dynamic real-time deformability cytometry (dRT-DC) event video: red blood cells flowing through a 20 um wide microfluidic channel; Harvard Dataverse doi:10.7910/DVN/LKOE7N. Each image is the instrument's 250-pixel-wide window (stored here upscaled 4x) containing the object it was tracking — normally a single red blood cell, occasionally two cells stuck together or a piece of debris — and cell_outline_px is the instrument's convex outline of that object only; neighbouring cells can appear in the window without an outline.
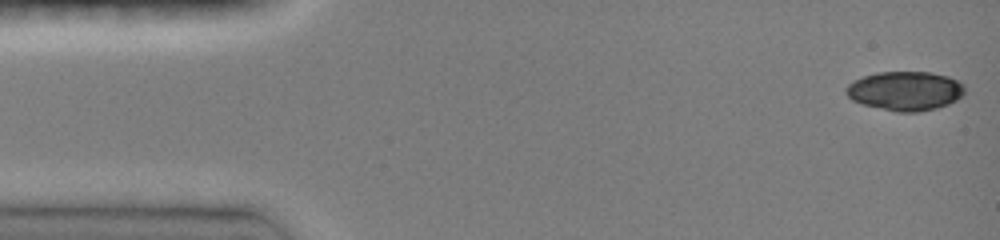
{"species": "common noctule bat (a hibernating species)", "species_latin": "Nyctalus noctula", "temperature_condition": "room temperature", "stored_images_in_passage": 46, "camera_frame_rate_fps": 3000, "um_per_image_px": 0.085, "animal": {"sex": "female", "body_mass_g": 19.0, "forearm_length_mm": 51.5}, "frame": {"image": 1, "passage_image": 1, "time_ms": 0.0, "image_size_px": [1000, 240], "cell_outline_px": [[964, 92], [956, 100], [948, 104], [936, 108], [916, 112], [896, 112], [864, 104], [852, 100], [844, 92], [844, 88], [848, 84], [864, 76], [876, 72], [928, 72], [948, 76], [964, 84]], "centroid_in_image_um": [76.93, 7.72], "position_along_channel_um": 8.1, "area_um2": 26.93}}
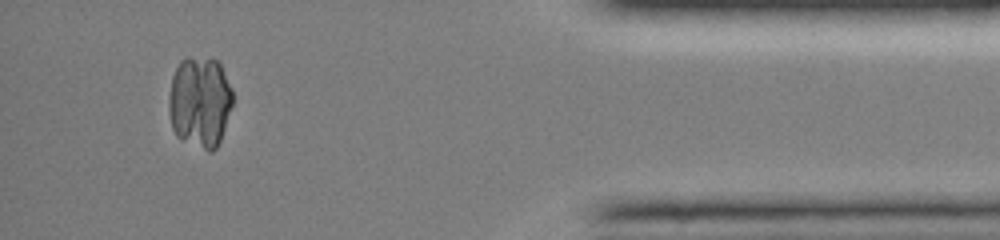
{"frame": {"image": 2, "passage_image": 42, "time_ms": 13.667, "image_size_px": [1000, 240], "cell_outline_px": [[232, 104], [220, 140], [216, 148], [212, 152], [208, 152], [176, 136], [172, 128], [168, 112], [168, 100], [172, 76], [180, 60], [184, 56], [212, 56], [220, 64], [232, 88]], "centroid_in_image_um": [16.97, 8.62], "position_along_channel_um": 418.2, "area_um2": 34.51}}